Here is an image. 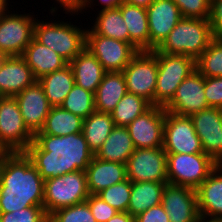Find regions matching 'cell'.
<instances>
[{"mask_svg": "<svg viewBox=\"0 0 222 222\" xmlns=\"http://www.w3.org/2000/svg\"><path fill=\"white\" fill-rule=\"evenodd\" d=\"M209 20L214 37L222 38V0H211Z\"/></svg>", "mask_w": 222, "mask_h": 222, "instance_id": "44", "label": "cell"}, {"mask_svg": "<svg viewBox=\"0 0 222 222\" xmlns=\"http://www.w3.org/2000/svg\"><path fill=\"white\" fill-rule=\"evenodd\" d=\"M122 72L125 76L127 92L142 97L154 105L158 73L157 52L138 51Z\"/></svg>", "mask_w": 222, "mask_h": 222, "instance_id": "10", "label": "cell"}, {"mask_svg": "<svg viewBox=\"0 0 222 222\" xmlns=\"http://www.w3.org/2000/svg\"><path fill=\"white\" fill-rule=\"evenodd\" d=\"M15 97H0V147L4 152H24L33 142Z\"/></svg>", "mask_w": 222, "mask_h": 222, "instance_id": "9", "label": "cell"}, {"mask_svg": "<svg viewBox=\"0 0 222 222\" xmlns=\"http://www.w3.org/2000/svg\"><path fill=\"white\" fill-rule=\"evenodd\" d=\"M170 222H197L201 216L196 190L167 183L162 202Z\"/></svg>", "mask_w": 222, "mask_h": 222, "instance_id": "17", "label": "cell"}, {"mask_svg": "<svg viewBox=\"0 0 222 222\" xmlns=\"http://www.w3.org/2000/svg\"><path fill=\"white\" fill-rule=\"evenodd\" d=\"M126 175L132 183H168L167 154L163 147L135 149L126 162Z\"/></svg>", "mask_w": 222, "mask_h": 222, "instance_id": "11", "label": "cell"}, {"mask_svg": "<svg viewBox=\"0 0 222 222\" xmlns=\"http://www.w3.org/2000/svg\"><path fill=\"white\" fill-rule=\"evenodd\" d=\"M154 0H122V2L147 8Z\"/></svg>", "mask_w": 222, "mask_h": 222, "instance_id": "47", "label": "cell"}, {"mask_svg": "<svg viewBox=\"0 0 222 222\" xmlns=\"http://www.w3.org/2000/svg\"><path fill=\"white\" fill-rule=\"evenodd\" d=\"M38 82L43 86L45 96L52 107L60 106L75 85L73 71L69 64L61 70L42 76Z\"/></svg>", "mask_w": 222, "mask_h": 222, "instance_id": "29", "label": "cell"}, {"mask_svg": "<svg viewBox=\"0 0 222 222\" xmlns=\"http://www.w3.org/2000/svg\"><path fill=\"white\" fill-rule=\"evenodd\" d=\"M151 106L144 98L127 92L110 114L115 126L126 127Z\"/></svg>", "mask_w": 222, "mask_h": 222, "instance_id": "33", "label": "cell"}, {"mask_svg": "<svg viewBox=\"0 0 222 222\" xmlns=\"http://www.w3.org/2000/svg\"><path fill=\"white\" fill-rule=\"evenodd\" d=\"M163 149L166 153H204L190 117L165 110Z\"/></svg>", "mask_w": 222, "mask_h": 222, "instance_id": "13", "label": "cell"}, {"mask_svg": "<svg viewBox=\"0 0 222 222\" xmlns=\"http://www.w3.org/2000/svg\"><path fill=\"white\" fill-rule=\"evenodd\" d=\"M134 150L135 147L127 128L115 126L95 157L100 160L126 164Z\"/></svg>", "mask_w": 222, "mask_h": 222, "instance_id": "27", "label": "cell"}, {"mask_svg": "<svg viewBox=\"0 0 222 222\" xmlns=\"http://www.w3.org/2000/svg\"><path fill=\"white\" fill-rule=\"evenodd\" d=\"M84 0H61V9L69 10V9H77Z\"/></svg>", "mask_w": 222, "mask_h": 222, "instance_id": "46", "label": "cell"}, {"mask_svg": "<svg viewBox=\"0 0 222 222\" xmlns=\"http://www.w3.org/2000/svg\"><path fill=\"white\" fill-rule=\"evenodd\" d=\"M36 81L22 56L0 57V97H14Z\"/></svg>", "mask_w": 222, "mask_h": 222, "instance_id": "20", "label": "cell"}, {"mask_svg": "<svg viewBox=\"0 0 222 222\" xmlns=\"http://www.w3.org/2000/svg\"><path fill=\"white\" fill-rule=\"evenodd\" d=\"M204 86L205 77L195 70L178 86L173 98L164 106V109L179 116L190 117L209 108Z\"/></svg>", "mask_w": 222, "mask_h": 222, "instance_id": "14", "label": "cell"}, {"mask_svg": "<svg viewBox=\"0 0 222 222\" xmlns=\"http://www.w3.org/2000/svg\"><path fill=\"white\" fill-rule=\"evenodd\" d=\"M197 222H222V220H212V219H205L201 217Z\"/></svg>", "mask_w": 222, "mask_h": 222, "instance_id": "49", "label": "cell"}, {"mask_svg": "<svg viewBox=\"0 0 222 222\" xmlns=\"http://www.w3.org/2000/svg\"><path fill=\"white\" fill-rule=\"evenodd\" d=\"M44 180L74 171H86L95 156L82 134L65 136L34 134L24 151Z\"/></svg>", "mask_w": 222, "mask_h": 222, "instance_id": "1", "label": "cell"}, {"mask_svg": "<svg viewBox=\"0 0 222 222\" xmlns=\"http://www.w3.org/2000/svg\"><path fill=\"white\" fill-rule=\"evenodd\" d=\"M54 1V0H53ZM56 1H57V4H59V8H60V10H61V0H55L54 2L56 3Z\"/></svg>", "mask_w": 222, "mask_h": 222, "instance_id": "50", "label": "cell"}, {"mask_svg": "<svg viewBox=\"0 0 222 222\" xmlns=\"http://www.w3.org/2000/svg\"><path fill=\"white\" fill-rule=\"evenodd\" d=\"M115 127L111 114L94 111L83 121L82 134L95 155Z\"/></svg>", "mask_w": 222, "mask_h": 222, "instance_id": "32", "label": "cell"}, {"mask_svg": "<svg viewBox=\"0 0 222 222\" xmlns=\"http://www.w3.org/2000/svg\"><path fill=\"white\" fill-rule=\"evenodd\" d=\"M131 190L132 182L127 178L120 183L102 190L97 195L118 212H127Z\"/></svg>", "mask_w": 222, "mask_h": 222, "instance_id": "36", "label": "cell"}, {"mask_svg": "<svg viewBox=\"0 0 222 222\" xmlns=\"http://www.w3.org/2000/svg\"><path fill=\"white\" fill-rule=\"evenodd\" d=\"M22 57L26 60L37 80L68 65L62 56L42 45L35 38L27 45Z\"/></svg>", "mask_w": 222, "mask_h": 222, "instance_id": "23", "label": "cell"}, {"mask_svg": "<svg viewBox=\"0 0 222 222\" xmlns=\"http://www.w3.org/2000/svg\"><path fill=\"white\" fill-rule=\"evenodd\" d=\"M84 119L61 106L51 107L43 128L35 134L65 136L82 132Z\"/></svg>", "mask_w": 222, "mask_h": 222, "instance_id": "31", "label": "cell"}, {"mask_svg": "<svg viewBox=\"0 0 222 222\" xmlns=\"http://www.w3.org/2000/svg\"><path fill=\"white\" fill-rule=\"evenodd\" d=\"M165 109L152 105L126 126L135 149L163 147Z\"/></svg>", "mask_w": 222, "mask_h": 222, "instance_id": "15", "label": "cell"}, {"mask_svg": "<svg viewBox=\"0 0 222 222\" xmlns=\"http://www.w3.org/2000/svg\"><path fill=\"white\" fill-rule=\"evenodd\" d=\"M202 149L217 164H222V109L209 107L190 116Z\"/></svg>", "mask_w": 222, "mask_h": 222, "instance_id": "16", "label": "cell"}, {"mask_svg": "<svg viewBox=\"0 0 222 222\" xmlns=\"http://www.w3.org/2000/svg\"><path fill=\"white\" fill-rule=\"evenodd\" d=\"M135 222H170L167 212L162 204L153 206L147 211L137 215Z\"/></svg>", "mask_w": 222, "mask_h": 222, "instance_id": "43", "label": "cell"}, {"mask_svg": "<svg viewBox=\"0 0 222 222\" xmlns=\"http://www.w3.org/2000/svg\"><path fill=\"white\" fill-rule=\"evenodd\" d=\"M158 73L154 105L165 106L182 81L196 70V60L187 55L157 52Z\"/></svg>", "mask_w": 222, "mask_h": 222, "instance_id": "7", "label": "cell"}, {"mask_svg": "<svg viewBox=\"0 0 222 222\" xmlns=\"http://www.w3.org/2000/svg\"><path fill=\"white\" fill-rule=\"evenodd\" d=\"M34 25V38L62 56L68 63L71 62L86 46V30L61 19L53 18L46 21L38 19ZM55 19V20H54ZM61 21V22H60Z\"/></svg>", "mask_w": 222, "mask_h": 222, "instance_id": "4", "label": "cell"}, {"mask_svg": "<svg viewBox=\"0 0 222 222\" xmlns=\"http://www.w3.org/2000/svg\"><path fill=\"white\" fill-rule=\"evenodd\" d=\"M90 28L95 34L129 43V31L119 8L97 11Z\"/></svg>", "mask_w": 222, "mask_h": 222, "instance_id": "30", "label": "cell"}, {"mask_svg": "<svg viewBox=\"0 0 222 222\" xmlns=\"http://www.w3.org/2000/svg\"><path fill=\"white\" fill-rule=\"evenodd\" d=\"M196 70L204 77H222V38L214 37L196 59Z\"/></svg>", "mask_w": 222, "mask_h": 222, "instance_id": "34", "label": "cell"}, {"mask_svg": "<svg viewBox=\"0 0 222 222\" xmlns=\"http://www.w3.org/2000/svg\"><path fill=\"white\" fill-rule=\"evenodd\" d=\"M86 175L90 195H97L127 179L126 164L100 160L94 156L87 167Z\"/></svg>", "mask_w": 222, "mask_h": 222, "instance_id": "22", "label": "cell"}, {"mask_svg": "<svg viewBox=\"0 0 222 222\" xmlns=\"http://www.w3.org/2000/svg\"><path fill=\"white\" fill-rule=\"evenodd\" d=\"M167 154V180L169 184L196 190L218 166L205 153Z\"/></svg>", "mask_w": 222, "mask_h": 222, "instance_id": "6", "label": "cell"}, {"mask_svg": "<svg viewBox=\"0 0 222 222\" xmlns=\"http://www.w3.org/2000/svg\"><path fill=\"white\" fill-rule=\"evenodd\" d=\"M160 182H133L127 212L133 217L162 202L164 186Z\"/></svg>", "mask_w": 222, "mask_h": 222, "instance_id": "28", "label": "cell"}, {"mask_svg": "<svg viewBox=\"0 0 222 222\" xmlns=\"http://www.w3.org/2000/svg\"><path fill=\"white\" fill-rule=\"evenodd\" d=\"M11 9L12 7L0 15V57L22 56L34 38L37 17L32 12L25 13L24 10L21 14L19 10V14L17 9L13 11L14 13Z\"/></svg>", "mask_w": 222, "mask_h": 222, "instance_id": "8", "label": "cell"}, {"mask_svg": "<svg viewBox=\"0 0 222 222\" xmlns=\"http://www.w3.org/2000/svg\"><path fill=\"white\" fill-rule=\"evenodd\" d=\"M86 202L96 222H107L118 212L98 195H89Z\"/></svg>", "mask_w": 222, "mask_h": 222, "instance_id": "40", "label": "cell"}, {"mask_svg": "<svg viewBox=\"0 0 222 222\" xmlns=\"http://www.w3.org/2000/svg\"><path fill=\"white\" fill-rule=\"evenodd\" d=\"M89 28V29H88ZM107 71H123L138 52L130 43L95 34L86 30V46Z\"/></svg>", "mask_w": 222, "mask_h": 222, "instance_id": "12", "label": "cell"}, {"mask_svg": "<svg viewBox=\"0 0 222 222\" xmlns=\"http://www.w3.org/2000/svg\"><path fill=\"white\" fill-rule=\"evenodd\" d=\"M107 222H135V217L128 212H117Z\"/></svg>", "mask_w": 222, "mask_h": 222, "instance_id": "45", "label": "cell"}, {"mask_svg": "<svg viewBox=\"0 0 222 222\" xmlns=\"http://www.w3.org/2000/svg\"><path fill=\"white\" fill-rule=\"evenodd\" d=\"M204 92L209 107L222 109V77H205Z\"/></svg>", "mask_w": 222, "mask_h": 222, "instance_id": "41", "label": "cell"}, {"mask_svg": "<svg viewBox=\"0 0 222 222\" xmlns=\"http://www.w3.org/2000/svg\"><path fill=\"white\" fill-rule=\"evenodd\" d=\"M60 106L85 119L95 111L94 93L75 84Z\"/></svg>", "mask_w": 222, "mask_h": 222, "instance_id": "35", "label": "cell"}, {"mask_svg": "<svg viewBox=\"0 0 222 222\" xmlns=\"http://www.w3.org/2000/svg\"><path fill=\"white\" fill-rule=\"evenodd\" d=\"M14 97L27 128L33 134L39 132L52 107L45 96L43 86L37 80Z\"/></svg>", "mask_w": 222, "mask_h": 222, "instance_id": "18", "label": "cell"}, {"mask_svg": "<svg viewBox=\"0 0 222 222\" xmlns=\"http://www.w3.org/2000/svg\"><path fill=\"white\" fill-rule=\"evenodd\" d=\"M200 216L205 219L222 220V164L209 174L196 189Z\"/></svg>", "mask_w": 222, "mask_h": 222, "instance_id": "21", "label": "cell"}, {"mask_svg": "<svg viewBox=\"0 0 222 222\" xmlns=\"http://www.w3.org/2000/svg\"><path fill=\"white\" fill-rule=\"evenodd\" d=\"M44 179L25 152L0 157V213L43 207Z\"/></svg>", "mask_w": 222, "mask_h": 222, "instance_id": "2", "label": "cell"}, {"mask_svg": "<svg viewBox=\"0 0 222 222\" xmlns=\"http://www.w3.org/2000/svg\"><path fill=\"white\" fill-rule=\"evenodd\" d=\"M44 207H27L9 213H0V222H48Z\"/></svg>", "mask_w": 222, "mask_h": 222, "instance_id": "39", "label": "cell"}, {"mask_svg": "<svg viewBox=\"0 0 222 222\" xmlns=\"http://www.w3.org/2000/svg\"><path fill=\"white\" fill-rule=\"evenodd\" d=\"M5 152L1 149L0 147V157L4 154Z\"/></svg>", "mask_w": 222, "mask_h": 222, "instance_id": "51", "label": "cell"}, {"mask_svg": "<svg viewBox=\"0 0 222 222\" xmlns=\"http://www.w3.org/2000/svg\"><path fill=\"white\" fill-rule=\"evenodd\" d=\"M10 0H0V15L6 13L9 7L13 5H9Z\"/></svg>", "mask_w": 222, "mask_h": 222, "instance_id": "48", "label": "cell"}, {"mask_svg": "<svg viewBox=\"0 0 222 222\" xmlns=\"http://www.w3.org/2000/svg\"><path fill=\"white\" fill-rule=\"evenodd\" d=\"M75 84L92 93L97 91L104 74L107 72L97 58L84 48L71 62Z\"/></svg>", "mask_w": 222, "mask_h": 222, "instance_id": "24", "label": "cell"}, {"mask_svg": "<svg viewBox=\"0 0 222 222\" xmlns=\"http://www.w3.org/2000/svg\"><path fill=\"white\" fill-rule=\"evenodd\" d=\"M48 222H96L88 203L60 208L49 215Z\"/></svg>", "mask_w": 222, "mask_h": 222, "instance_id": "37", "label": "cell"}, {"mask_svg": "<svg viewBox=\"0 0 222 222\" xmlns=\"http://www.w3.org/2000/svg\"><path fill=\"white\" fill-rule=\"evenodd\" d=\"M213 39L209 19L182 17L155 51L164 54L187 55L196 60Z\"/></svg>", "mask_w": 222, "mask_h": 222, "instance_id": "3", "label": "cell"}, {"mask_svg": "<svg viewBox=\"0 0 222 222\" xmlns=\"http://www.w3.org/2000/svg\"><path fill=\"white\" fill-rule=\"evenodd\" d=\"M183 18L209 19L211 0H172Z\"/></svg>", "mask_w": 222, "mask_h": 222, "instance_id": "38", "label": "cell"}, {"mask_svg": "<svg viewBox=\"0 0 222 222\" xmlns=\"http://www.w3.org/2000/svg\"><path fill=\"white\" fill-rule=\"evenodd\" d=\"M150 50H155L182 19L172 0H154L147 8Z\"/></svg>", "mask_w": 222, "mask_h": 222, "instance_id": "19", "label": "cell"}, {"mask_svg": "<svg viewBox=\"0 0 222 222\" xmlns=\"http://www.w3.org/2000/svg\"><path fill=\"white\" fill-rule=\"evenodd\" d=\"M126 93L127 86L123 72H106L94 93L95 111L110 114Z\"/></svg>", "mask_w": 222, "mask_h": 222, "instance_id": "25", "label": "cell"}, {"mask_svg": "<svg viewBox=\"0 0 222 222\" xmlns=\"http://www.w3.org/2000/svg\"><path fill=\"white\" fill-rule=\"evenodd\" d=\"M129 31V43L137 50H150L147 11L125 2L118 7Z\"/></svg>", "mask_w": 222, "mask_h": 222, "instance_id": "26", "label": "cell"}, {"mask_svg": "<svg viewBox=\"0 0 222 222\" xmlns=\"http://www.w3.org/2000/svg\"><path fill=\"white\" fill-rule=\"evenodd\" d=\"M86 171H74L44 181L43 207L49 216L54 211L85 202L89 197Z\"/></svg>", "mask_w": 222, "mask_h": 222, "instance_id": "5", "label": "cell"}, {"mask_svg": "<svg viewBox=\"0 0 222 222\" xmlns=\"http://www.w3.org/2000/svg\"><path fill=\"white\" fill-rule=\"evenodd\" d=\"M95 1V3H94ZM98 1V2H97ZM96 3H99L96 5ZM122 4V0H84V2L75 10V9H69V10H63L65 11V14H69L70 16H77L78 14L80 15L83 14L84 10L86 13V10L88 8L89 12L90 8L93 10V6H100L101 10H105V9H114V8H118L120 5ZM90 7V8H89ZM83 10V11H82Z\"/></svg>", "mask_w": 222, "mask_h": 222, "instance_id": "42", "label": "cell"}]
</instances>
